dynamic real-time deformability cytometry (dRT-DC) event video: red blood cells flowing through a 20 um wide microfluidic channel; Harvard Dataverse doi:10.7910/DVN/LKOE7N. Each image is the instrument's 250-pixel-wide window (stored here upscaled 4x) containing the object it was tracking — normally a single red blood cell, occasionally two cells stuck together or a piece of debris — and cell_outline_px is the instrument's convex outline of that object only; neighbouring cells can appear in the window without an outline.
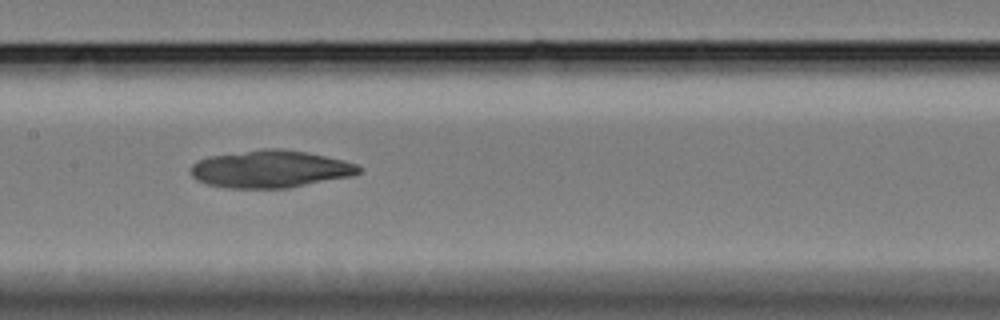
{"species": "Egyptian fruit bat (a non-hibernating species)", "species_latin": "Rousettus aegyptiacus", "temperature_condition": "cold", "stored_images_in_passage": 37, "camera_frame_rate_fps": 3000, "um_per_image_px": 0.085, "animal": {"sex": "female"}, "frame": {"image": 1, "passage_image": 13, "time_ms": 4.0, "image_size_px": [1000, 320], "cell_outline_px": [[360, 172], [352, 176], [288, 188], [228, 188], [208, 184], [196, 180], [192, 176], [192, 164], [196, 160], [208, 156], [260, 148], [280, 148], [304, 152], [344, 160], [356, 164], [360, 168]], "centroid_in_image_um": [22.95, 14.36], "position_along_channel_um": 184.5, "area_um2": 36.7}}
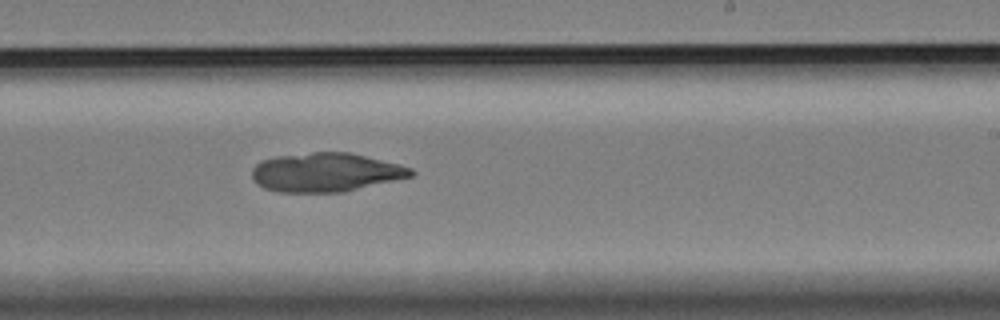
{"frame": {"image": 2, "passage_image": 20, "time_ms": 6.333, "image_size_px": [1000, 320], "cell_outline_px": [[416, 172], [412, 176], [344, 192], [280, 192], [264, 188], [256, 184], [252, 180], [252, 168], [260, 160], [276, 156], [312, 152], [348, 152], [412, 168]], "centroid_in_image_um": [27.63, 14.65], "position_along_channel_um": 261.4, "area_um2": 35.95}}
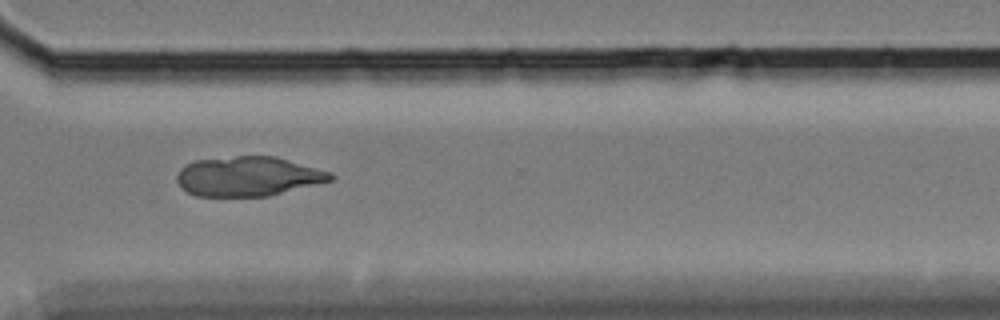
{"frame": {"image": 3, "passage_image": 28, "time_ms": 9.0, "image_size_px": [1000, 320], "cell_outline_px": [[336, 176], [332, 180], [268, 196], [196, 196], [180, 188], [176, 180], [176, 176], [180, 168], [184, 164], [196, 160], [236, 156], [276, 156], [316, 168], [328, 172]], "centroid_in_image_um": [21.03, 14.99], "position_along_channel_um": 349.6, "area_um2": 35.37}}